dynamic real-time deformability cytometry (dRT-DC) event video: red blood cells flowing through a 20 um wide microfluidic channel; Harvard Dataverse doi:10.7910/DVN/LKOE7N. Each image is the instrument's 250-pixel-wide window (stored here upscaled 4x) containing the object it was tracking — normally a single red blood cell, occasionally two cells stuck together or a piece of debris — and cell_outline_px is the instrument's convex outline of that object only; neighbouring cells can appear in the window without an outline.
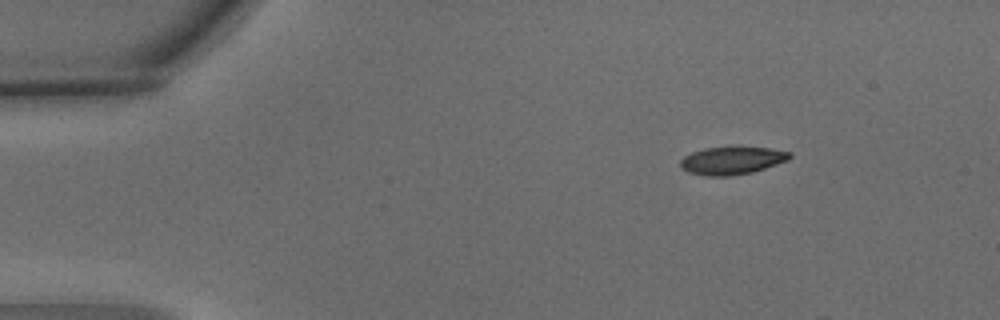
{"species": "common noctule bat (a hibernating species)", "species_latin": "Nyctalus noctula", "temperature_condition": "warm", "stored_images_in_passage": 3, "camera_frame_rate_fps": 3000, "um_per_image_px": 0.085, "animal": {"sex": "male", "body_mass_g": 15.6}, "frame": {"image": 1, "passage_image": 1, "time_ms": 0.0, "image_size_px": [1000, 320], "cell_outline_px": [[792, 156], [788, 160], [752, 172], [732, 176], [704, 176], [688, 172], [680, 168], [680, 160], [684, 156], [692, 152], [704, 148], [772, 148], [792, 152]], "centroid_in_image_um": [62.2, 13.66], "position_along_channel_um": 22.8, "area_um2": 17.57}}